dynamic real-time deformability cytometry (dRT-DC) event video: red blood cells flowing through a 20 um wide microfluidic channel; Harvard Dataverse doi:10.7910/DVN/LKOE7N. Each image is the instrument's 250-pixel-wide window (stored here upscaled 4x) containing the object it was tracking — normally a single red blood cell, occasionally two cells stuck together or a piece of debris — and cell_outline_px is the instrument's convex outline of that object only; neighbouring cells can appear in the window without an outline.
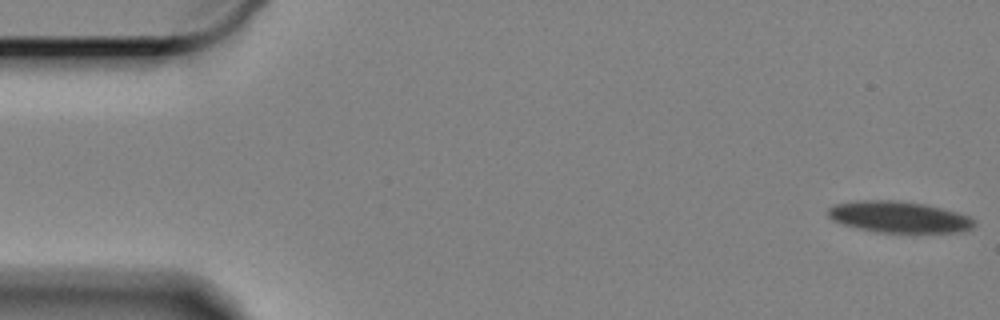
{"species": "Egyptian fruit bat (a non-hibernating species)", "species_latin": "Rousettus aegyptiacus", "temperature_condition": "cold", "stored_images_in_passage": 60, "camera_frame_rate_fps": 3000, "um_per_image_px": 0.085, "animal": {"sex": "female"}, "frame": {"image": 1, "passage_image": 1, "time_ms": 0.0, "image_size_px": [1000, 320], "cell_outline_px": [[972, 228], [960, 232], [912, 236], [876, 232], [844, 224], [832, 220], [828, 216], [828, 208], [836, 204], [860, 200], [896, 200], [924, 204], [956, 212], [968, 216], [972, 220]], "centroid_in_image_um": [76.43, 18.5], "position_along_channel_um": 8.6, "area_um2": 27.46}}
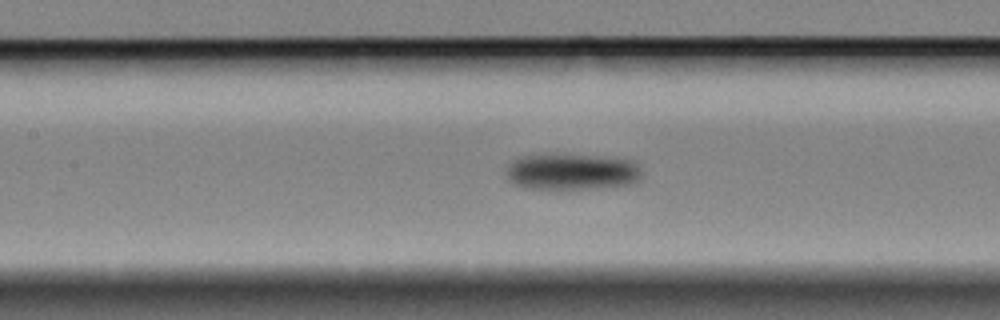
{"frame": {"image": 2, "passage_image": 26, "time_ms": 8.333, "image_size_px": [1000, 320], "cell_outline_px": [[644, 176], [636, 184], [600, 188], [524, 188], [512, 184], [508, 180], [508, 164], [520, 156], [584, 156], [632, 160], [644, 172]], "centroid_in_image_um": [48.68, 14.64], "position_along_channel_um": 158.7, "area_um2": 28.21}}
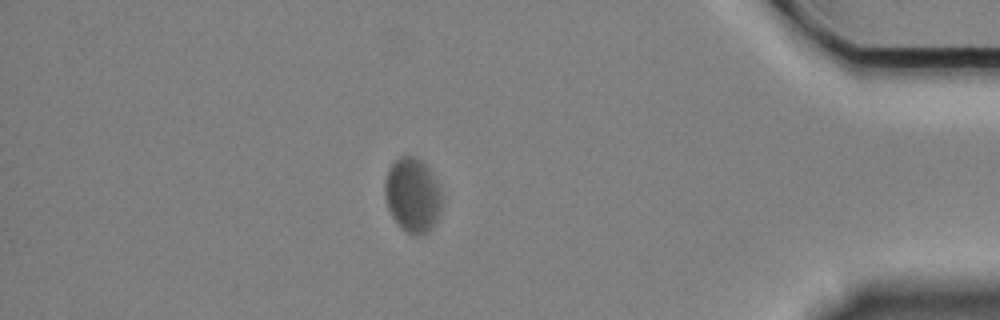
{"frame": {"image": 3, "passage_image": 52, "time_ms": 17.0, "image_size_px": [1000, 320], "cell_outline_px": [[444, 200], [440, 212], [432, 228], [428, 232], [420, 236], [416, 236], [400, 228], [392, 216], [388, 208], [384, 192], [384, 184], [388, 172], [392, 164], [400, 156], [412, 156], [420, 160], [432, 172], [444, 192]], "centroid_in_image_um": [35.12, 16.61], "position_along_channel_um": 400.1, "area_um2": 25.14}, "authors_computed_cell_mechanics": {"area_um2": 27.2527, "velocity_mm_per_s": 3.2622, "shape_relaxation_time_tau1_ms": 3.8011, "shape_relaxation_time_tau2_ms": null, "deformation_change_tau1": 0.0842, "deformation_change_tau2": null}}